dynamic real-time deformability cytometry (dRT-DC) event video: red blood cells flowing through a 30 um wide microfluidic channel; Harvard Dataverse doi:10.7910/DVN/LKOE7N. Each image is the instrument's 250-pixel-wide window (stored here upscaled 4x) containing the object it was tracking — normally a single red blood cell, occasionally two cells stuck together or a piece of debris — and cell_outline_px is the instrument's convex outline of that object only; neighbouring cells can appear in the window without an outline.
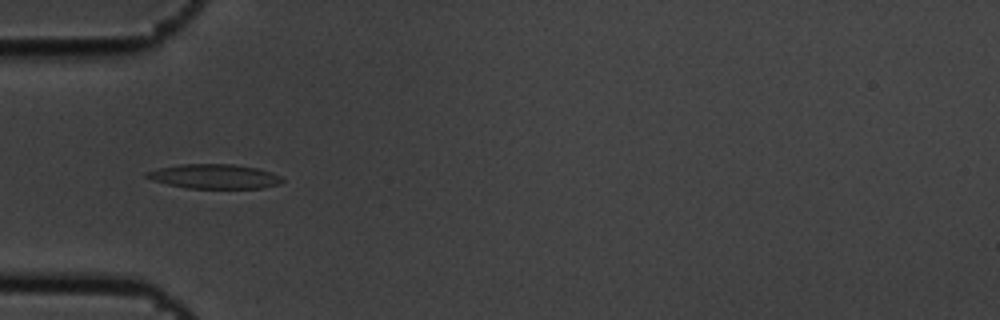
{"species": "common noctule bat (a hibernating species)", "species_latin": "Nyctalus noctula", "temperature_condition": "cold", "stored_images_in_passage": 6, "camera_frame_rate_fps": 3000, "um_per_image_px": 0.085, "animal": {"sex": "male", "body_mass_g": 19.5, "forearm_length_mm": 54.6}, "frame": {"image": 1, "passage_image": 2, "time_ms": 0.333, "image_size_px": [1000, 320], "cell_outline_px": [[284, 180], [280, 184], [264, 188], [188, 188], [168, 184], [144, 176], [144, 172], [160, 168], [180, 164], [232, 164], [256, 168], [272, 172], [280, 176]], "centroid_in_image_um": [18.26, 14.99], "position_along_channel_um": 66.7, "area_um2": 19.19}}
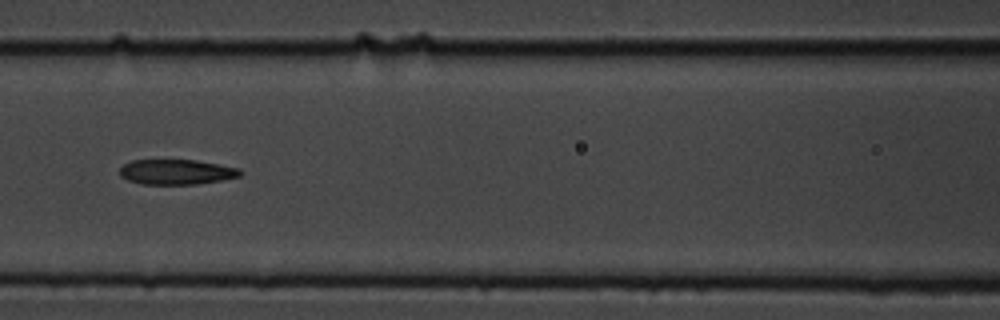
{"frame": {"image": 2, "passage_image": 4, "time_ms": 1.0, "image_size_px": [1000, 320], "cell_outline_px": [[244, 172], [240, 176], [220, 180], [196, 184], [140, 184], [128, 180], [120, 176], [120, 168], [124, 164], [132, 160], [196, 160], [220, 164], [240, 168]], "centroid_in_image_um": [15.01, 14.61], "position_along_channel_um": 151.6, "area_um2": 17.69}}
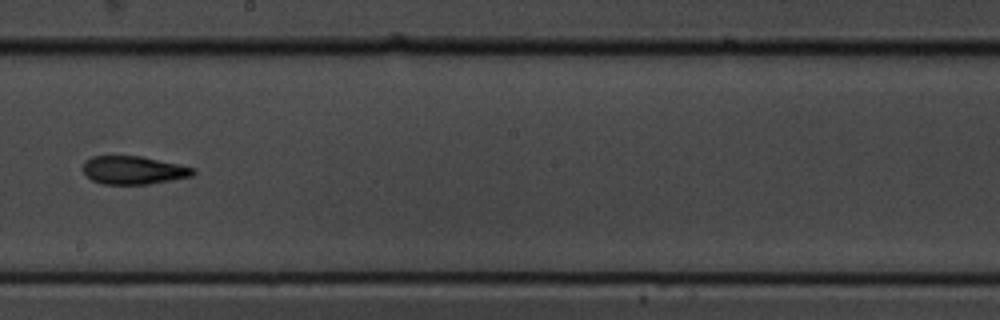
{"frame": {"image": 3, "passage_image": 6, "time_ms": 1.667, "image_size_px": [1000, 320], "cell_outline_px": [[196, 172], [192, 176], [148, 184], [104, 184], [92, 180], [84, 172], [84, 160], [92, 156], [140, 156], [196, 168]], "centroid_in_image_um": [11.35, 14.46], "position_along_channel_um": 236.8, "area_um2": 17.92}}